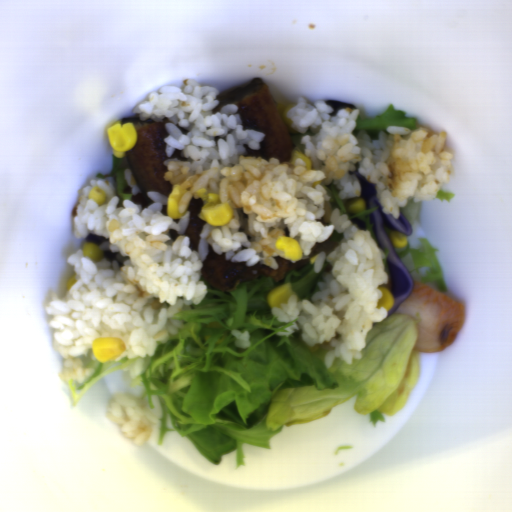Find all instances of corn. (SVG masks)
<instances>
[{
  "label": "corn",
  "instance_id": "obj_8",
  "mask_svg": "<svg viewBox=\"0 0 512 512\" xmlns=\"http://www.w3.org/2000/svg\"><path fill=\"white\" fill-rule=\"evenodd\" d=\"M379 291H381V298L378 299V304L376 308H384L386 310H390L395 305V298L392 292L385 286L378 287Z\"/></svg>",
  "mask_w": 512,
  "mask_h": 512
},
{
  "label": "corn",
  "instance_id": "obj_10",
  "mask_svg": "<svg viewBox=\"0 0 512 512\" xmlns=\"http://www.w3.org/2000/svg\"><path fill=\"white\" fill-rule=\"evenodd\" d=\"M89 199L93 200L97 204L103 205L107 201V195L101 187H93L89 194Z\"/></svg>",
  "mask_w": 512,
  "mask_h": 512
},
{
  "label": "corn",
  "instance_id": "obj_2",
  "mask_svg": "<svg viewBox=\"0 0 512 512\" xmlns=\"http://www.w3.org/2000/svg\"><path fill=\"white\" fill-rule=\"evenodd\" d=\"M113 157L122 159L125 153L135 147L138 141V134L133 122L122 123L116 120L106 130Z\"/></svg>",
  "mask_w": 512,
  "mask_h": 512
},
{
  "label": "corn",
  "instance_id": "obj_1",
  "mask_svg": "<svg viewBox=\"0 0 512 512\" xmlns=\"http://www.w3.org/2000/svg\"><path fill=\"white\" fill-rule=\"evenodd\" d=\"M195 199H202L204 202L198 217L205 224L222 227L232 221L234 217L232 207L222 202L218 194L209 192L206 188H201L197 190Z\"/></svg>",
  "mask_w": 512,
  "mask_h": 512
},
{
  "label": "corn",
  "instance_id": "obj_9",
  "mask_svg": "<svg viewBox=\"0 0 512 512\" xmlns=\"http://www.w3.org/2000/svg\"><path fill=\"white\" fill-rule=\"evenodd\" d=\"M393 246L396 247V249H402L406 247L407 245V238L406 235L403 234L401 231H392L389 236Z\"/></svg>",
  "mask_w": 512,
  "mask_h": 512
},
{
  "label": "corn",
  "instance_id": "obj_11",
  "mask_svg": "<svg viewBox=\"0 0 512 512\" xmlns=\"http://www.w3.org/2000/svg\"><path fill=\"white\" fill-rule=\"evenodd\" d=\"M298 158H300L305 163V169L307 171L314 170V166H313L312 162L310 161V159L307 158L306 156H304L302 153H300L295 148L292 150L291 159L287 163L290 165H294Z\"/></svg>",
  "mask_w": 512,
  "mask_h": 512
},
{
  "label": "corn",
  "instance_id": "obj_7",
  "mask_svg": "<svg viewBox=\"0 0 512 512\" xmlns=\"http://www.w3.org/2000/svg\"><path fill=\"white\" fill-rule=\"evenodd\" d=\"M82 255L84 258L91 259L93 262H99L103 258V252L98 244L88 242L83 244Z\"/></svg>",
  "mask_w": 512,
  "mask_h": 512
},
{
  "label": "corn",
  "instance_id": "obj_3",
  "mask_svg": "<svg viewBox=\"0 0 512 512\" xmlns=\"http://www.w3.org/2000/svg\"><path fill=\"white\" fill-rule=\"evenodd\" d=\"M125 350V343L117 337H98L92 342L93 355L100 363L118 358Z\"/></svg>",
  "mask_w": 512,
  "mask_h": 512
},
{
  "label": "corn",
  "instance_id": "obj_5",
  "mask_svg": "<svg viewBox=\"0 0 512 512\" xmlns=\"http://www.w3.org/2000/svg\"><path fill=\"white\" fill-rule=\"evenodd\" d=\"M186 192L187 189L183 185H177L172 188L167 197V215L169 218L179 220L188 213V209L180 213L182 197Z\"/></svg>",
  "mask_w": 512,
  "mask_h": 512
},
{
  "label": "corn",
  "instance_id": "obj_12",
  "mask_svg": "<svg viewBox=\"0 0 512 512\" xmlns=\"http://www.w3.org/2000/svg\"><path fill=\"white\" fill-rule=\"evenodd\" d=\"M366 207H367V205H366V202H365L364 198L360 197V198L355 199L351 203V205L347 208L346 211L349 214H355L356 215L358 213L365 212Z\"/></svg>",
  "mask_w": 512,
  "mask_h": 512
},
{
  "label": "corn",
  "instance_id": "obj_4",
  "mask_svg": "<svg viewBox=\"0 0 512 512\" xmlns=\"http://www.w3.org/2000/svg\"><path fill=\"white\" fill-rule=\"evenodd\" d=\"M275 248L282 250L283 258L296 263L303 260V252L300 244L296 239L289 236H280L277 238Z\"/></svg>",
  "mask_w": 512,
  "mask_h": 512
},
{
  "label": "corn",
  "instance_id": "obj_6",
  "mask_svg": "<svg viewBox=\"0 0 512 512\" xmlns=\"http://www.w3.org/2000/svg\"><path fill=\"white\" fill-rule=\"evenodd\" d=\"M297 296L292 289V283H285L270 290L266 302L272 308H279L286 304L291 297Z\"/></svg>",
  "mask_w": 512,
  "mask_h": 512
}]
</instances>
